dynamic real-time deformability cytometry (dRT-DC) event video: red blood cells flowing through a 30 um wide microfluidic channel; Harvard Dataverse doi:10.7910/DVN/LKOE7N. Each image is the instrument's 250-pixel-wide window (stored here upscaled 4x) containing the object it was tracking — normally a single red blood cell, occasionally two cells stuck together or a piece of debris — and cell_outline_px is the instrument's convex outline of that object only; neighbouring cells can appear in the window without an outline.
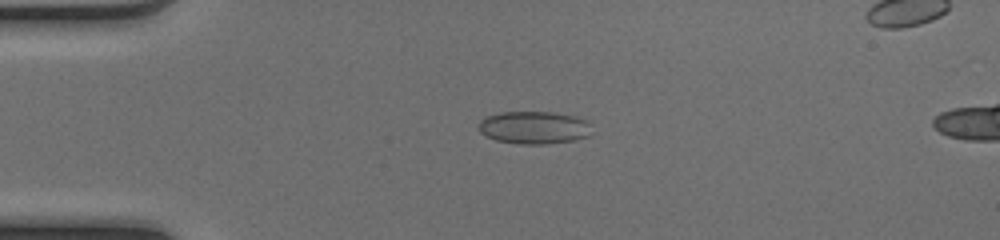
{"species": "common noctule bat (a hibernating species)", "species_latin": "Nyctalus noctula", "temperature_condition": "cold", "stored_images_in_passage": 49, "camera_frame_rate_fps": 3000, "um_per_image_px": 0.085, "animal": {"sex": "female", "body_mass_g": 17.0, "forearm_length_mm": 48.0}, "frame": {"image": 1, "passage_image": 11, "time_ms": 3.333, "image_size_px": [1000, 240], "cell_outline_px": [[588, 136], [572, 140], [544, 144], [520, 144], [496, 140], [480, 132], [480, 120], [488, 116], [500, 112], [552, 112], [572, 116], [584, 120]], "centroid_in_image_um": [45.3, 10.84], "position_along_channel_um": 39.7, "area_um2": 20.81}}
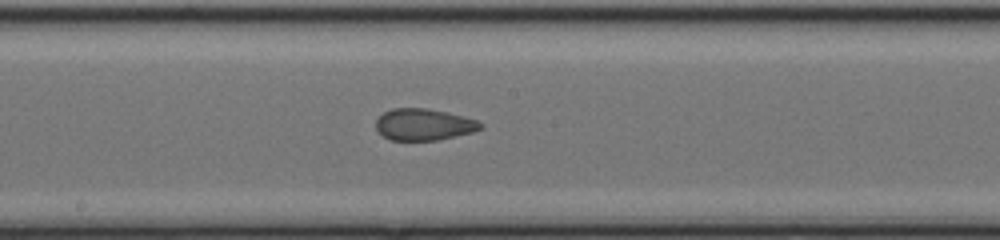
{"frame": {"image": 2, "passage_image": 26, "time_ms": 8.333, "image_size_px": [1000, 240], "cell_outline_px": [[484, 124], [480, 128], [472, 132], [440, 140], [392, 140], [384, 136], [376, 128], [376, 120], [384, 112], [392, 108], [428, 108], [476, 120]], "centroid_in_image_um": [36.0, 10.58], "position_along_channel_um": 212.2, "area_um2": 19.02}}
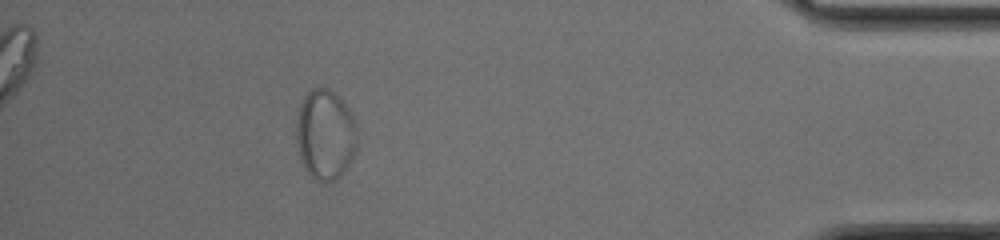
{"frame": {"image": 3, "passage_image": 44, "time_ms": 14.333, "image_size_px": [1000, 240], "cell_outline_px": [[356, 152], [348, 168], [336, 180], [316, 180], [304, 168], [300, 156], [296, 140], [296, 128], [300, 104], [304, 96], [312, 88], [328, 88], [348, 108], [356, 124]], "centroid_in_image_um": [27.65, 11.46], "position_along_channel_um": 407.5, "area_um2": 31.79}}